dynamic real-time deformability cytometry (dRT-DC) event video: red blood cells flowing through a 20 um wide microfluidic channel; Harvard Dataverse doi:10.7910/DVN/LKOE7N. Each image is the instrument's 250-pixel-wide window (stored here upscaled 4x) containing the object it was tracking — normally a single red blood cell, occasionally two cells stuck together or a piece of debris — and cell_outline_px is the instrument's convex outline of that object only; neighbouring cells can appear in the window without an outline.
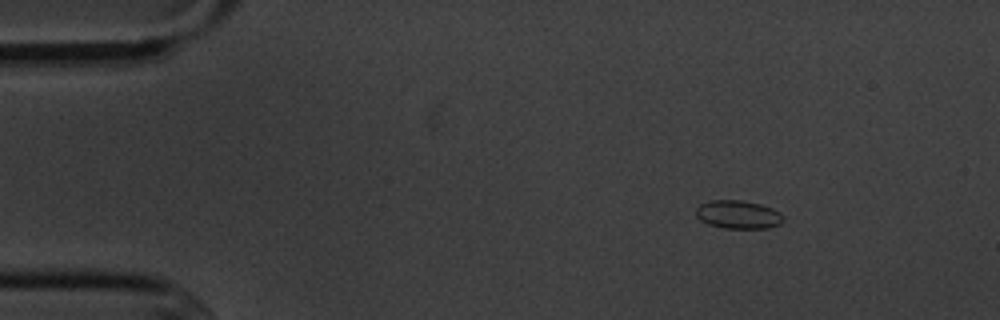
{"species": "common noctule bat (a hibernating species)", "species_latin": "Nyctalus noctula", "temperature_condition": "cold", "stored_images_in_passage": 7, "camera_frame_rate_fps": 3000, "um_per_image_px": 0.085, "animal": {"sex": "male", "body_mass_g": 20.1, "forearm_length_mm": 53.5}, "frame": {"image": 1, "passage_image": 2, "time_ms": 1.333, "image_size_px": [1000, 320], "cell_outline_px": [[784, 220], [780, 224], [768, 228], [724, 228], [708, 224], [700, 220], [696, 216], [696, 208], [700, 204], [708, 200], [740, 200], [760, 204], [772, 208], [780, 212], [784, 216]], "centroid_in_image_um": [62.74, 18.23], "position_along_channel_um": 22.3, "area_um2": 14.51}}
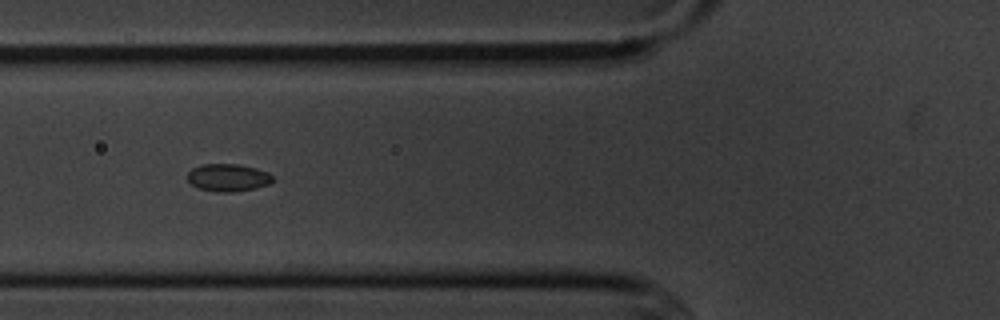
{"frame": {"image": 2, "passage_image": 6, "time_ms": 5.667, "image_size_px": [1000, 320], "cell_outline_px": [[272, 180], [268, 184], [256, 188], [232, 192], [216, 192], [200, 188], [192, 184], [188, 180], [188, 172], [192, 168], [200, 164], [240, 164], [256, 168], [268, 172], [272, 176]], "centroid_in_image_um": [19.38, 15.08], "position_along_channel_um": 106.4, "area_um2": 13.64}}
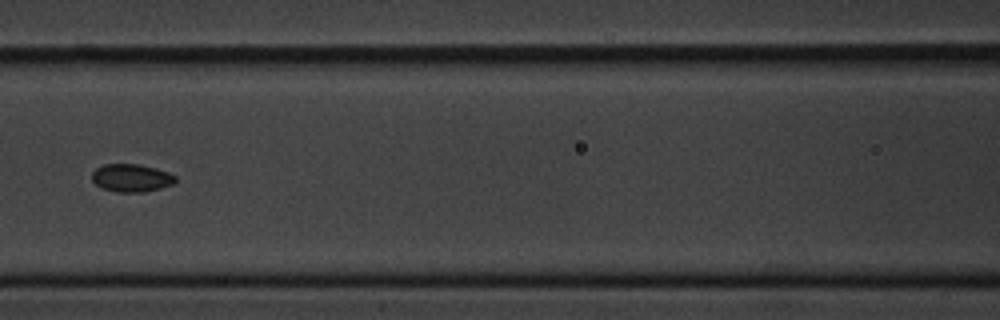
{"frame": {"image": 3, "passage_image": 7, "time_ms": 7.0, "image_size_px": [1000, 320], "cell_outline_px": [[176, 180], [172, 184], [160, 188], [144, 192], [116, 192], [100, 188], [92, 180], [92, 172], [96, 168], [104, 164], [140, 164], [156, 168], [168, 172], [176, 176]], "centroid_in_image_um": [11.15, 15.12], "position_along_channel_um": 155.5, "area_um2": 13.64}}